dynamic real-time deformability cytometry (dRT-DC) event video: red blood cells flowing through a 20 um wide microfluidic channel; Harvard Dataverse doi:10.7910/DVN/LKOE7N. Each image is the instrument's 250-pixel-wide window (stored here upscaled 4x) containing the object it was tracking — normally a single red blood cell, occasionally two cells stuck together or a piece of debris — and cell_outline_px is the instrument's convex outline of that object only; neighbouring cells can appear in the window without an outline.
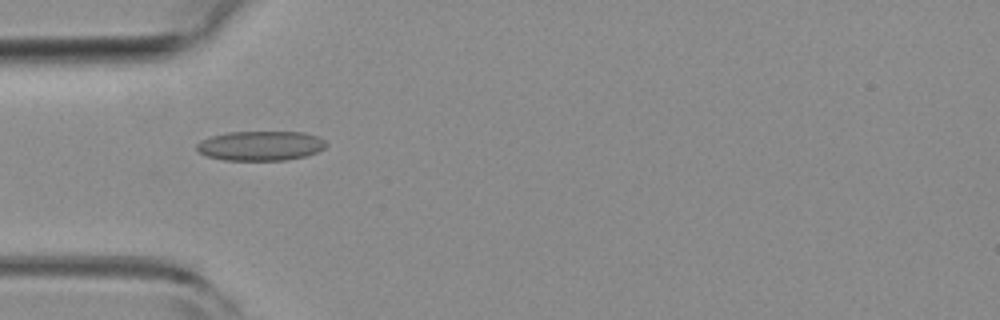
{"species": "common noctule bat (a hibernating species)", "species_latin": "Nyctalus noctula", "temperature_condition": "room temperature", "stored_images_in_passage": 7, "camera_frame_rate_fps": 3000, "um_per_image_px": 0.085, "animal": {"sex": "female", "body_mass_g": 19.3, "forearm_length_mm": 54.1}, "frame": {"image": 1, "passage_image": 6, "time_ms": 1.667, "image_size_px": [1000, 320], "cell_outline_px": [[328, 144], [324, 148], [316, 152], [304, 156], [284, 160], [224, 160], [208, 156], [196, 152], [196, 144], [200, 140], [212, 136], [228, 132], [304, 132], [320, 136]], "centroid_in_image_um": [22.14, 12.38], "position_along_channel_um": 62.9, "area_um2": 22.43}}
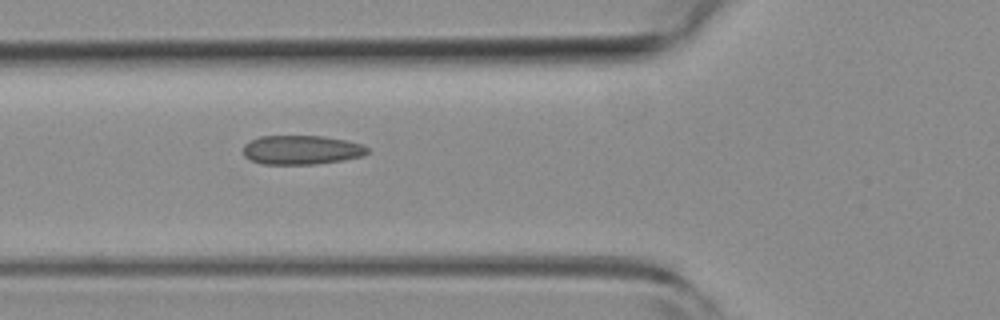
{"frame": {"image": 2, "passage_image": 7, "time_ms": 2.0, "image_size_px": [1000, 320], "cell_outline_px": [[368, 152], [364, 156], [344, 160], [316, 164], [264, 164], [252, 160], [244, 156], [244, 144], [248, 140], [260, 136], [324, 136], [364, 144], [368, 148]], "centroid_in_image_um": [25.64, 12.74], "position_along_channel_um": 100.2, "area_um2": 21.21}}